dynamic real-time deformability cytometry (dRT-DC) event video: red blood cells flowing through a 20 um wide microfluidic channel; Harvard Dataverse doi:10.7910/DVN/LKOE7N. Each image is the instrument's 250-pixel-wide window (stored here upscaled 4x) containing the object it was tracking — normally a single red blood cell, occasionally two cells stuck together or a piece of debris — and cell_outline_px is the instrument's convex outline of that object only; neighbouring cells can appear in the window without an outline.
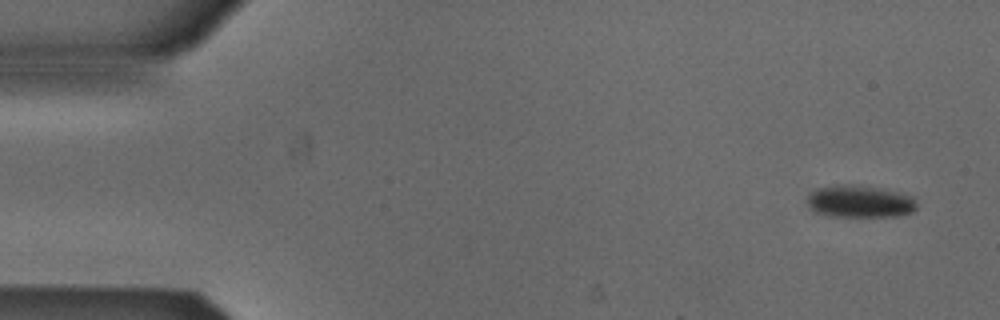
{"species": "Egyptian fruit bat (a non-hibernating species)", "species_latin": "Rousettus aegyptiacus", "temperature_condition": "cold", "stored_images_in_passage": 5, "camera_frame_rate_fps": 3000, "um_per_image_px": 0.085, "animal": {"sex": "male"}, "frame": {"image": 1, "passage_image": 1, "time_ms": 0.0, "image_size_px": [1000, 320], "cell_outline_px": [[916, 208], [912, 212], [896, 216], [828, 216], [816, 212], [808, 204], [808, 196], [816, 188], [836, 184], [860, 184], [884, 188], [912, 196], [916, 204]], "centroid_in_image_um": [73.09, 17.1], "position_along_channel_um": 11.9, "area_um2": 20.75}}
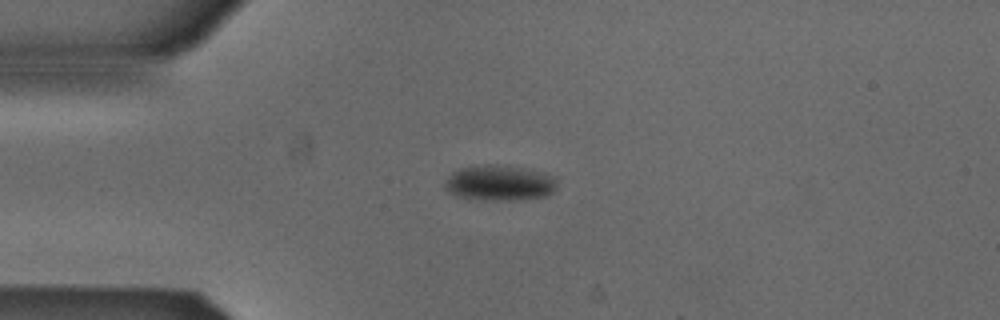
{"frame": {"image": 2, "passage_image": 4, "time_ms": 1.0, "image_size_px": [1000, 320], "cell_outline_px": [[556, 188], [552, 192], [544, 196], [512, 200], [504, 200], [456, 196], [444, 184], [448, 176], [452, 172], [460, 168], [484, 164], [492, 164], [524, 168], [544, 172], [556, 176]], "centroid_in_image_um": [42.51, 15.52], "position_along_channel_um": 42.5, "area_um2": 22.83}}